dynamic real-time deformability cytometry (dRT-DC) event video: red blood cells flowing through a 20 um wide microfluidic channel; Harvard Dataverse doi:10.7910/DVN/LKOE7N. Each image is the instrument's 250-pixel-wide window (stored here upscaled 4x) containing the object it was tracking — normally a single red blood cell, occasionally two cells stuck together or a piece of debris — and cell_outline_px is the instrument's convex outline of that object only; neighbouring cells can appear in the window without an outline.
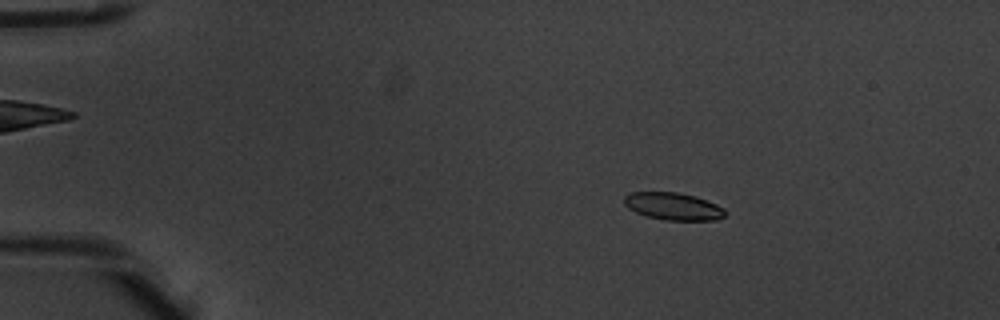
{"species": "common noctule bat (a hibernating species)", "species_latin": "Nyctalus noctula", "temperature_condition": "warm", "stored_images_in_passage": 45, "camera_frame_rate_fps": 3000, "um_per_image_px": 0.085, "animal": {"sex": "male", "body_mass_g": 20.1, "forearm_length_mm": 53.5}, "frame": {"image": 1, "passage_image": 1, "time_ms": 0.0, "image_size_px": [1000, 320], "cell_outline_px": [[724, 216], [716, 220], [664, 220], [648, 216], [636, 212], [628, 208], [624, 204], [624, 196], [632, 192], [676, 192], [696, 196], [716, 204], [724, 208]], "centroid_in_image_um": [57.21, 17.53], "position_along_channel_um": 27.8, "area_um2": 16.01}}
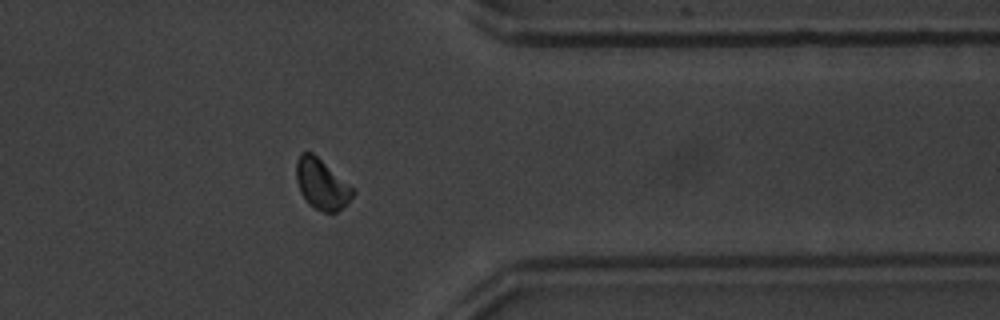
{"frame": {"image": 2, "passage_image": 35, "time_ms": 11.333, "image_size_px": [1000, 320], "cell_outline_px": [[356, 192], [348, 204], [336, 212], [324, 212], [308, 204], [300, 192], [296, 180], [296, 160], [300, 152], [312, 152], [356, 188]], "centroid_in_image_um": [27.38, 15.64], "position_along_channel_um": 384.0, "area_um2": 16.99}}
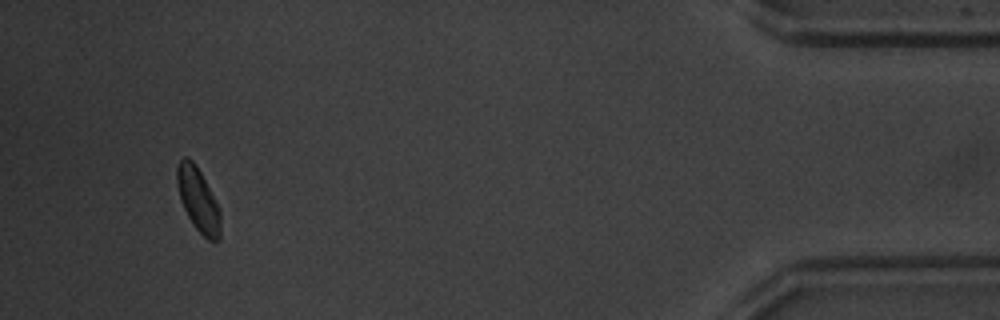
{"frame": {"image": 3, "passage_image": 42, "time_ms": 13.667, "image_size_px": [1000, 320], "cell_outline_px": [[220, 240], [216, 244], [208, 240], [196, 228], [188, 216], [180, 200], [176, 184], [176, 168], [180, 160], [184, 156], [188, 156], [196, 164], [220, 212]], "centroid_in_image_um": [16.82, 16.99], "position_along_channel_um": 418.4, "area_um2": 16.01}, "authors_computed_cell_mechanics": {"area_um2": 16.473, "velocity_mm_per_s": 3.8783, "shape_relaxation_time_tau1_ms": 2.7035, "shape_relaxation_time_tau2_ms": 9.3309, "deformation_change_tau1": 0.09, "deformation_change_tau2": 0.127}}